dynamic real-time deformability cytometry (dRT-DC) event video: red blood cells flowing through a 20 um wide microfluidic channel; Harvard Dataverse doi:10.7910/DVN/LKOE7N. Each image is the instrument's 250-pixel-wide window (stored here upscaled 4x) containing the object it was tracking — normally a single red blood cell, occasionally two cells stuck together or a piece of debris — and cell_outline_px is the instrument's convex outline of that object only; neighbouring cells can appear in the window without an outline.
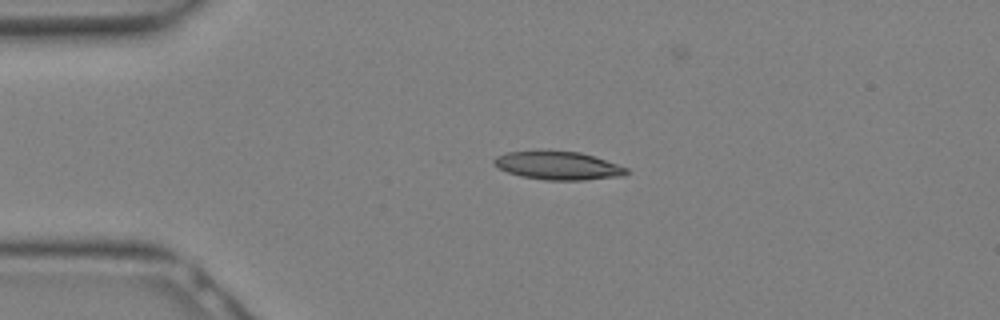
{"species": "Egyptian fruit bat (a non-hibernating species)", "species_latin": "Rousettus aegyptiacus", "temperature_condition": "warm", "stored_images_in_passage": 20, "camera_frame_rate_fps": 3000, "um_per_image_px": 0.085, "animal": {"sex": "female"}, "frame": {"image": 1, "passage_image": 7, "time_ms": 2.0, "image_size_px": [1000, 320], "cell_outline_px": [[628, 172], [624, 176], [584, 180], [544, 180], [520, 176], [508, 172], [492, 164], [492, 160], [496, 156], [508, 152], [540, 148], [580, 152], [628, 168]], "centroid_in_image_um": [47.37, 14.04], "position_along_channel_um": 37.6, "area_um2": 22.43}}
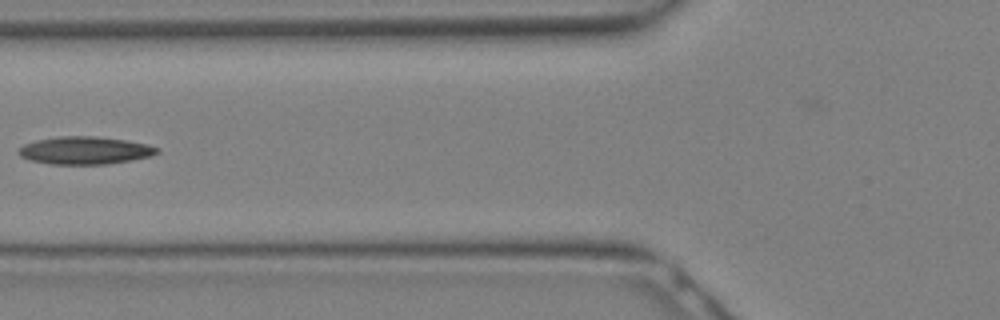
{"frame": {"image": 2, "passage_image": 12, "time_ms": 3.667, "image_size_px": [1000, 320], "cell_outline_px": [[160, 152], [148, 156], [108, 164], [52, 164], [28, 160], [20, 156], [16, 152], [24, 144], [36, 140], [56, 136], [96, 136], [124, 140], [148, 144], [160, 148]], "centroid_in_image_um": [7.18, 12.78], "position_along_channel_um": 118.6, "area_um2": 22.31}}
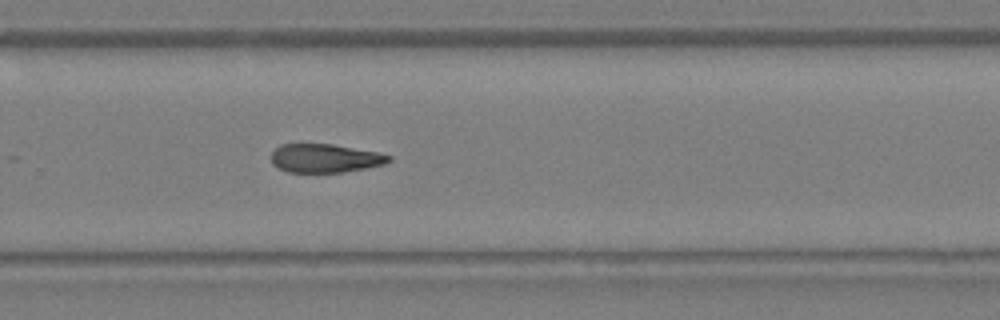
{"frame": {"image": 3, "passage_image": 20, "time_ms": 6.333, "image_size_px": [1000, 320], "cell_outline_px": [[392, 160], [384, 164], [344, 172], [288, 172], [272, 164], [272, 152], [280, 144], [332, 144], [380, 152], [392, 156]], "centroid_in_image_um": [27.66, 13.44], "position_along_channel_um": 302.1, "area_um2": 19.59}}